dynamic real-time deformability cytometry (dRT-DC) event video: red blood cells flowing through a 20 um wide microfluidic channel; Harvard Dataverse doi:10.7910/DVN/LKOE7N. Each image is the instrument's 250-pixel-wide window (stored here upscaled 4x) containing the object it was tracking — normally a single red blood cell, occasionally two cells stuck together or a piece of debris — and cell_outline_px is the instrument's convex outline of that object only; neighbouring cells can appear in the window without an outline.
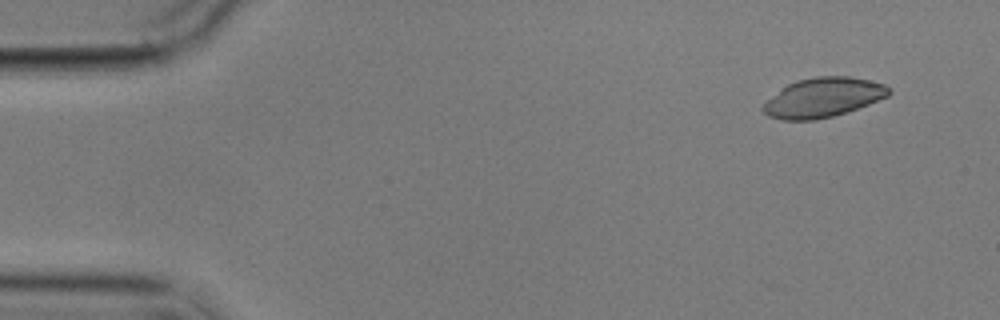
{"species": "common noctule bat (a hibernating species)", "species_latin": "Nyctalus noctula", "temperature_condition": "cold", "stored_images_in_passage": 10, "camera_frame_rate_fps": 3000, "um_per_image_px": 0.085, "animal": {"sex": "male", "body_mass_g": 17.9}, "frame": {"image": 1, "passage_image": 1, "time_ms": 0.0, "image_size_px": [1000, 320], "cell_outline_px": [[892, 92], [888, 96], [868, 104], [832, 116], [816, 120], [780, 120], [768, 116], [760, 108], [780, 88], [796, 80], [816, 76], [848, 76], [868, 80], [884, 84], [892, 88]], "centroid_in_image_um": [69.95, 8.28], "position_along_channel_um": 15.1, "area_um2": 28.9}}
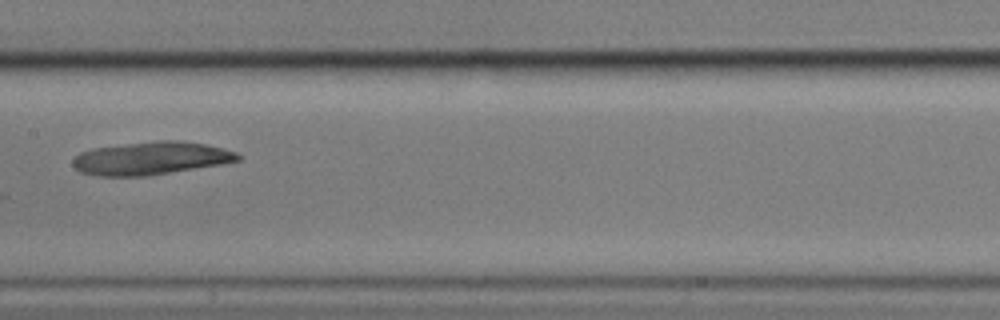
{"frame": {"image": 2, "passage_image": 7, "time_ms": 8.0, "image_size_px": [1000, 320], "cell_outline_px": [[240, 160], [220, 164], [144, 176], [100, 176], [80, 172], [72, 164], [72, 160], [80, 152], [92, 148], [160, 140], [176, 140], [204, 144], [224, 148], [236, 152], [240, 156]], "centroid_in_image_um": [12.8, 13.45], "position_along_channel_um": 194.6, "area_um2": 31.33}}
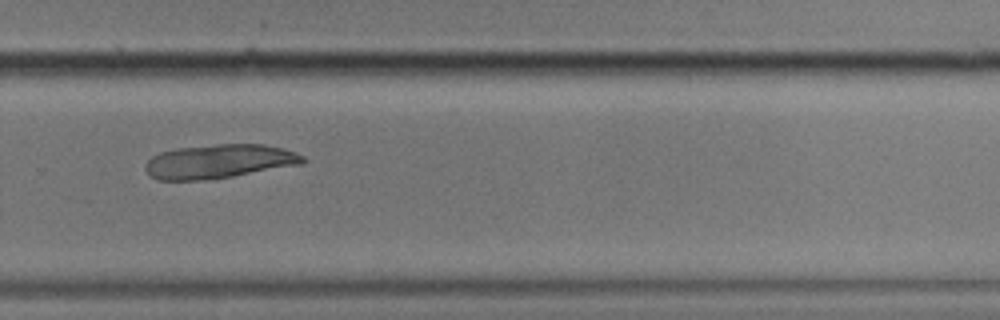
{"frame": {"image": 3, "passage_image": 10, "time_ms": 11.333, "image_size_px": [1000, 320], "cell_outline_px": [[308, 160], [304, 164], [232, 176], [200, 180], [160, 180], [152, 176], [144, 168], [144, 164], [152, 156], [160, 152], [176, 148], [216, 144], [264, 144], [284, 148], [296, 152], [304, 156]], "centroid_in_image_um": [18.67, 13.7], "position_along_channel_um": 311.1, "area_um2": 31.33}}